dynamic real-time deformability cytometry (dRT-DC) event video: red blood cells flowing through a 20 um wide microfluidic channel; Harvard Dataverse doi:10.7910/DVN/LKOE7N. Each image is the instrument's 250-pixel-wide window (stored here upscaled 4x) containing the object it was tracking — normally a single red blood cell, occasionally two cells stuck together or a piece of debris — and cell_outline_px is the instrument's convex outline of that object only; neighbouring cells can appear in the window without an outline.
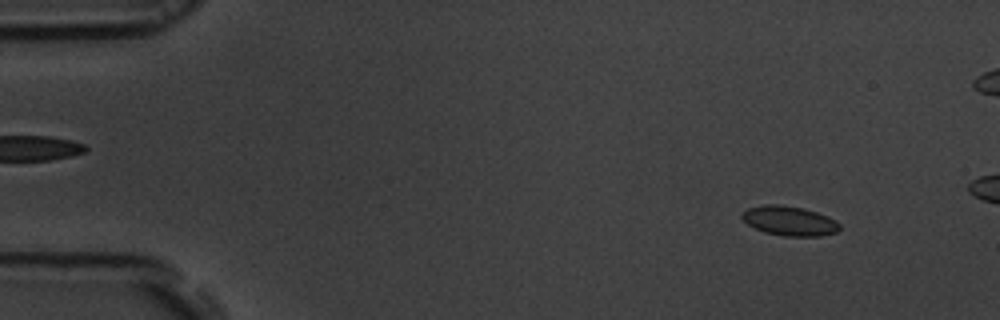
{"species": "common noctule bat (a hibernating species)", "species_latin": "Nyctalus noctula", "temperature_condition": "room temperature", "stored_images_in_passage": 15, "camera_frame_rate_fps": 3000, "um_per_image_px": 0.085, "animal": {"sex": "male", "body_mass_g": 19.5, "forearm_length_mm": 54.6}, "frame": {"image": 1, "passage_image": 5, "time_ms": 1.333, "image_size_px": [1000, 320], "cell_outline_px": [[840, 228], [836, 232], [820, 236], [784, 236], [764, 232], [748, 224], [740, 216], [748, 208], [764, 204], [780, 204], [804, 208], [828, 216], [836, 220], [840, 224]], "centroid_in_image_um": [67.12, 18.77], "position_along_channel_um": 17.9, "area_um2": 16.82}}